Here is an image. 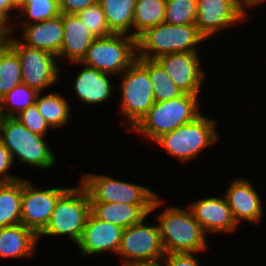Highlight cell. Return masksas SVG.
I'll return each instance as SVG.
<instances>
[{
	"mask_svg": "<svg viewBox=\"0 0 266 266\" xmlns=\"http://www.w3.org/2000/svg\"><path fill=\"white\" fill-rule=\"evenodd\" d=\"M158 220L157 225L165 253L198 254L207 250L206 233L189 208L167 206L159 214Z\"/></svg>",
	"mask_w": 266,
	"mask_h": 266,
	"instance_id": "6da1fadb",
	"label": "cell"
},
{
	"mask_svg": "<svg viewBox=\"0 0 266 266\" xmlns=\"http://www.w3.org/2000/svg\"><path fill=\"white\" fill-rule=\"evenodd\" d=\"M206 40L195 24L161 23L145 30L136 38L137 58L156 60L177 52H198L197 46Z\"/></svg>",
	"mask_w": 266,
	"mask_h": 266,
	"instance_id": "7a4b0ae2",
	"label": "cell"
},
{
	"mask_svg": "<svg viewBox=\"0 0 266 266\" xmlns=\"http://www.w3.org/2000/svg\"><path fill=\"white\" fill-rule=\"evenodd\" d=\"M198 95L183 93L172 100L155 102L149 111L132 128L155 141L161 135L195 120L199 112Z\"/></svg>",
	"mask_w": 266,
	"mask_h": 266,
	"instance_id": "3957f363",
	"label": "cell"
},
{
	"mask_svg": "<svg viewBox=\"0 0 266 266\" xmlns=\"http://www.w3.org/2000/svg\"><path fill=\"white\" fill-rule=\"evenodd\" d=\"M91 213V202L86 189L69 187L57 200L45 230L38 236L66 235L77 244Z\"/></svg>",
	"mask_w": 266,
	"mask_h": 266,
	"instance_id": "277c9868",
	"label": "cell"
},
{
	"mask_svg": "<svg viewBox=\"0 0 266 266\" xmlns=\"http://www.w3.org/2000/svg\"><path fill=\"white\" fill-rule=\"evenodd\" d=\"M215 127L214 119L201 114L192 122L161 135L155 142L183 164L196 158L202 150L219 140Z\"/></svg>",
	"mask_w": 266,
	"mask_h": 266,
	"instance_id": "5b68a950",
	"label": "cell"
},
{
	"mask_svg": "<svg viewBox=\"0 0 266 266\" xmlns=\"http://www.w3.org/2000/svg\"><path fill=\"white\" fill-rule=\"evenodd\" d=\"M44 137L31 132L16 118L6 117L0 134V141L11 153L13 161L17 156L21 163L46 170L51 169L57 160Z\"/></svg>",
	"mask_w": 266,
	"mask_h": 266,
	"instance_id": "8992f818",
	"label": "cell"
},
{
	"mask_svg": "<svg viewBox=\"0 0 266 266\" xmlns=\"http://www.w3.org/2000/svg\"><path fill=\"white\" fill-rule=\"evenodd\" d=\"M137 59L136 38L127 34H112L96 38L80 63L102 73L122 74Z\"/></svg>",
	"mask_w": 266,
	"mask_h": 266,
	"instance_id": "52a82bcc",
	"label": "cell"
},
{
	"mask_svg": "<svg viewBox=\"0 0 266 266\" xmlns=\"http://www.w3.org/2000/svg\"><path fill=\"white\" fill-rule=\"evenodd\" d=\"M122 76L120 111L128 118L126 123L132 129L156 102L148 74V59L137 58Z\"/></svg>",
	"mask_w": 266,
	"mask_h": 266,
	"instance_id": "ba28073f",
	"label": "cell"
},
{
	"mask_svg": "<svg viewBox=\"0 0 266 266\" xmlns=\"http://www.w3.org/2000/svg\"><path fill=\"white\" fill-rule=\"evenodd\" d=\"M80 184L86 189L90 202L152 206L154 200L159 196L147 187L94 173L82 176Z\"/></svg>",
	"mask_w": 266,
	"mask_h": 266,
	"instance_id": "9c48e42d",
	"label": "cell"
},
{
	"mask_svg": "<svg viewBox=\"0 0 266 266\" xmlns=\"http://www.w3.org/2000/svg\"><path fill=\"white\" fill-rule=\"evenodd\" d=\"M145 219L123 229L117 254L122 256V266L154 263L163 259L165 251L160 239L158 225L146 224Z\"/></svg>",
	"mask_w": 266,
	"mask_h": 266,
	"instance_id": "30bf717a",
	"label": "cell"
},
{
	"mask_svg": "<svg viewBox=\"0 0 266 266\" xmlns=\"http://www.w3.org/2000/svg\"><path fill=\"white\" fill-rule=\"evenodd\" d=\"M20 38L10 37L5 42L17 53L21 62L22 84L42 93L43 89L54 85L59 76L56 56L44 50L23 45Z\"/></svg>",
	"mask_w": 266,
	"mask_h": 266,
	"instance_id": "8fae6325",
	"label": "cell"
},
{
	"mask_svg": "<svg viewBox=\"0 0 266 266\" xmlns=\"http://www.w3.org/2000/svg\"><path fill=\"white\" fill-rule=\"evenodd\" d=\"M68 189H38L22 179L21 224L39 236L47 227L58 198Z\"/></svg>",
	"mask_w": 266,
	"mask_h": 266,
	"instance_id": "7c38bea8",
	"label": "cell"
},
{
	"mask_svg": "<svg viewBox=\"0 0 266 266\" xmlns=\"http://www.w3.org/2000/svg\"><path fill=\"white\" fill-rule=\"evenodd\" d=\"M245 15L248 14L241 9L238 0H197L195 25L207 39L218 31L245 21Z\"/></svg>",
	"mask_w": 266,
	"mask_h": 266,
	"instance_id": "4fadbf2b",
	"label": "cell"
},
{
	"mask_svg": "<svg viewBox=\"0 0 266 266\" xmlns=\"http://www.w3.org/2000/svg\"><path fill=\"white\" fill-rule=\"evenodd\" d=\"M156 61L170 79L184 92L198 95L206 77L199 52H177L160 56Z\"/></svg>",
	"mask_w": 266,
	"mask_h": 266,
	"instance_id": "5bb4252c",
	"label": "cell"
},
{
	"mask_svg": "<svg viewBox=\"0 0 266 266\" xmlns=\"http://www.w3.org/2000/svg\"><path fill=\"white\" fill-rule=\"evenodd\" d=\"M188 208L206 234L233 232L238 225L225 196L202 198L190 204Z\"/></svg>",
	"mask_w": 266,
	"mask_h": 266,
	"instance_id": "9a60e30c",
	"label": "cell"
},
{
	"mask_svg": "<svg viewBox=\"0 0 266 266\" xmlns=\"http://www.w3.org/2000/svg\"><path fill=\"white\" fill-rule=\"evenodd\" d=\"M123 228L97 219L90 213L80 241L76 244L81 254L97 255L104 251L117 254Z\"/></svg>",
	"mask_w": 266,
	"mask_h": 266,
	"instance_id": "2e32d148",
	"label": "cell"
},
{
	"mask_svg": "<svg viewBox=\"0 0 266 266\" xmlns=\"http://www.w3.org/2000/svg\"><path fill=\"white\" fill-rule=\"evenodd\" d=\"M224 194L237 224L242 220L251 223L261 222L264 213L262 201L247 179L236 178Z\"/></svg>",
	"mask_w": 266,
	"mask_h": 266,
	"instance_id": "e0dca14e",
	"label": "cell"
},
{
	"mask_svg": "<svg viewBox=\"0 0 266 266\" xmlns=\"http://www.w3.org/2000/svg\"><path fill=\"white\" fill-rule=\"evenodd\" d=\"M22 28L23 34L19 41L23 45L47 51L57 57L62 48L64 38L62 13L52 19L23 24Z\"/></svg>",
	"mask_w": 266,
	"mask_h": 266,
	"instance_id": "ac0fdd59",
	"label": "cell"
},
{
	"mask_svg": "<svg viewBox=\"0 0 266 266\" xmlns=\"http://www.w3.org/2000/svg\"><path fill=\"white\" fill-rule=\"evenodd\" d=\"M159 196L152 206H136L125 203L91 202V213L99 220L123 229L141 222L161 205Z\"/></svg>",
	"mask_w": 266,
	"mask_h": 266,
	"instance_id": "d6986e66",
	"label": "cell"
},
{
	"mask_svg": "<svg viewBox=\"0 0 266 266\" xmlns=\"http://www.w3.org/2000/svg\"><path fill=\"white\" fill-rule=\"evenodd\" d=\"M64 38L57 58L67 56L69 62H80L96 39L77 14H63Z\"/></svg>",
	"mask_w": 266,
	"mask_h": 266,
	"instance_id": "ffe728a7",
	"label": "cell"
},
{
	"mask_svg": "<svg viewBox=\"0 0 266 266\" xmlns=\"http://www.w3.org/2000/svg\"><path fill=\"white\" fill-rule=\"evenodd\" d=\"M77 74L73 89L84 103L100 104L113 94L114 85L108 78L111 74L102 73L96 68L85 65L83 70Z\"/></svg>",
	"mask_w": 266,
	"mask_h": 266,
	"instance_id": "44dd1931",
	"label": "cell"
},
{
	"mask_svg": "<svg viewBox=\"0 0 266 266\" xmlns=\"http://www.w3.org/2000/svg\"><path fill=\"white\" fill-rule=\"evenodd\" d=\"M38 236L19 223L0 228V258H23L35 253Z\"/></svg>",
	"mask_w": 266,
	"mask_h": 266,
	"instance_id": "7402d4cb",
	"label": "cell"
},
{
	"mask_svg": "<svg viewBox=\"0 0 266 266\" xmlns=\"http://www.w3.org/2000/svg\"><path fill=\"white\" fill-rule=\"evenodd\" d=\"M136 0H98L109 29L114 34H127L133 27Z\"/></svg>",
	"mask_w": 266,
	"mask_h": 266,
	"instance_id": "603a6c76",
	"label": "cell"
},
{
	"mask_svg": "<svg viewBox=\"0 0 266 266\" xmlns=\"http://www.w3.org/2000/svg\"><path fill=\"white\" fill-rule=\"evenodd\" d=\"M22 178L0 183V228L21 223Z\"/></svg>",
	"mask_w": 266,
	"mask_h": 266,
	"instance_id": "cb8c5ba5",
	"label": "cell"
},
{
	"mask_svg": "<svg viewBox=\"0 0 266 266\" xmlns=\"http://www.w3.org/2000/svg\"><path fill=\"white\" fill-rule=\"evenodd\" d=\"M67 101L59 93H47L44 96L38 93L35 104L49 126L58 129L68 123L71 116Z\"/></svg>",
	"mask_w": 266,
	"mask_h": 266,
	"instance_id": "d4e9b609",
	"label": "cell"
},
{
	"mask_svg": "<svg viewBox=\"0 0 266 266\" xmlns=\"http://www.w3.org/2000/svg\"><path fill=\"white\" fill-rule=\"evenodd\" d=\"M166 11V0H136L133 18L135 32L131 36L137 38L150 27L164 22Z\"/></svg>",
	"mask_w": 266,
	"mask_h": 266,
	"instance_id": "484cf974",
	"label": "cell"
},
{
	"mask_svg": "<svg viewBox=\"0 0 266 266\" xmlns=\"http://www.w3.org/2000/svg\"><path fill=\"white\" fill-rule=\"evenodd\" d=\"M19 84H22L19 56L3 41L0 44V99Z\"/></svg>",
	"mask_w": 266,
	"mask_h": 266,
	"instance_id": "4316f807",
	"label": "cell"
},
{
	"mask_svg": "<svg viewBox=\"0 0 266 266\" xmlns=\"http://www.w3.org/2000/svg\"><path fill=\"white\" fill-rule=\"evenodd\" d=\"M148 74L156 102L172 100L184 93L156 60L148 59Z\"/></svg>",
	"mask_w": 266,
	"mask_h": 266,
	"instance_id": "83f0119b",
	"label": "cell"
},
{
	"mask_svg": "<svg viewBox=\"0 0 266 266\" xmlns=\"http://www.w3.org/2000/svg\"><path fill=\"white\" fill-rule=\"evenodd\" d=\"M37 95L36 90L25 84H19L0 99V107L6 117H14L20 111L33 105Z\"/></svg>",
	"mask_w": 266,
	"mask_h": 266,
	"instance_id": "f1b7e54d",
	"label": "cell"
},
{
	"mask_svg": "<svg viewBox=\"0 0 266 266\" xmlns=\"http://www.w3.org/2000/svg\"><path fill=\"white\" fill-rule=\"evenodd\" d=\"M197 0H166L164 22L171 25L195 24Z\"/></svg>",
	"mask_w": 266,
	"mask_h": 266,
	"instance_id": "f546056e",
	"label": "cell"
},
{
	"mask_svg": "<svg viewBox=\"0 0 266 266\" xmlns=\"http://www.w3.org/2000/svg\"><path fill=\"white\" fill-rule=\"evenodd\" d=\"M20 12L23 16L27 14L29 17V20L21 22V25L52 19L61 14L58 0H27Z\"/></svg>",
	"mask_w": 266,
	"mask_h": 266,
	"instance_id": "4dcf8cb0",
	"label": "cell"
},
{
	"mask_svg": "<svg viewBox=\"0 0 266 266\" xmlns=\"http://www.w3.org/2000/svg\"><path fill=\"white\" fill-rule=\"evenodd\" d=\"M90 32L96 38H103L114 34L108 27L102 7L97 2L77 13Z\"/></svg>",
	"mask_w": 266,
	"mask_h": 266,
	"instance_id": "1f68e13d",
	"label": "cell"
},
{
	"mask_svg": "<svg viewBox=\"0 0 266 266\" xmlns=\"http://www.w3.org/2000/svg\"><path fill=\"white\" fill-rule=\"evenodd\" d=\"M14 118H16L31 132L42 136H45L48 133L47 130L51 128L38 111L35 103L20 111L16 116H14Z\"/></svg>",
	"mask_w": 266,
	"mask_h": 266,
	"instance_id": "d6a6232c",
	"label": "cell"
},
{
	"mask_svg": "<svg viewBox=\"0 0 266 266\" xmlns=\"http://www.w3.org/2000/svg\"><path fill=\"white\" fill-rule=\"evenodd\" d=\"M14 164L11 153L0 141V183H9L18 181L19 177L7 173L8 169Z\"/></svg>",
	"mask_w": 266,
	"mask_h": 266,
	"instance_id": "836d02e7",
	"label": "cell"
},
{
	"mask_svg": "<svg viewBox=\"0 0 266 266\" xmlns=\"http://www.w3.org/2000/svg\"><path fill=\"white\" fill-rule=\"evenodd\" d=\"M195 253H165L163 263L165 266H200Z\"/></svg>",
	"mask_w": 266,
	"mask_h": 266,
	"instance_id": "e575fe53",
	"label": "cell"
},
{
	"mask_svg": "<svg viewBox=\"0 0 266 266\" xmlns=\"http://www.w3.org/2000/svg\"><path fill=\"white\" fill-rule=\"evenodd\" d=\"M60 13L77 14L98 0H58Z\"/></svg>",
	"mask_w": 266,
	"mask_h": 266,
	"instance_id": "d590c367",
	"label": "cell"
},
{
	"mask_svg": "<svg viewBox=\"0 0 266 266\" xmlns=\"http://www.w3.org/2000/svg\"><path fill=\"white\" fill-rule=\"evenodd\" d=\"M10 18L3 10L0 9V38L3 41L8 40L13 34V30L17 29L16 25L10 23Z\"/></svg>",
	"mask_w": 266,
	"mask_h": 266,
	"instance_id": "8d00e7d4",
	"label": "cell"
},
{
	"mask_svg": "<svg viewBox=\"0 0 266 266\" xmlns=\"http://www.w3.org/2000/svg\"><path fill=\"white\" fill-rule=\"evenodd\" d=\"M266 0H238L239 5L241 9L247 14L248 12L246 11L245 7H252L261 4L262 2L265 3Z\"/></svg>",
	"mask_w": 266,
	"mask_h": 266,
	"instance_id": "74e56055",
	"label": "cell"
},
{
	"mask_svg": "<svg viewBox=\"0 0 266 266\" xmlns=\"http://www.w3.org/2000/svg\"><path fill=\"white\" fill-rule=\"evenodd\" d=\"M0 9L3 10L10 18V12H12V3L11 0H0ZM11 10V11H10Z\"/></svg>",
	"mask_w": 266,
	"mask_h": 266,
	"instance_id": "f35d334b",
	"label": "cell"
},
{
	"mask_svg": "<svg viewBox=\"0 0 266 266\" xmlns=\"http://www.w3.org/2000/svg\"><path fill=\"white\" fill-rule=\"evenodd\" d=\"M27 0H11L12 3V7L18 10H21L25 4H26Z\"/></svg>",
	"mask_w": 266,
	"mask_h": 266,
	"instance_id": "ab89813d",
	"label": "cell"
},
{
	"mask_svg": "<svg viewBox=\"0 0 266 266\" xmlns=\"http://www.w3.org/2000/svg\"><path fill=\"white\" fill-rule=\"evenodd\" d=\"M131 266H164V264L162 265L161 262H154V263H139V264H134Z\"/></svg>",
	"mask_w": 266,
	"mask_h": 266,
	"instance_id": "60d3db41",
	"label": "cell"
},
{
	"mask_svg": "<svg viewBox=\"0 0 266 266\" xmlns=\"http://www.w3.org/2000/svg\"><path fill=\"white\" fill-rule=\"evenodd\" d=\"M5 118H6V116L0 107V134H1V130H2V126H3V122H4Z\"/></svg>",
	"mask_w": 266,
	"mask_h": 266,
	"instance_id": "b9f144b4",
	"label": "cell"
}]
</instances>
